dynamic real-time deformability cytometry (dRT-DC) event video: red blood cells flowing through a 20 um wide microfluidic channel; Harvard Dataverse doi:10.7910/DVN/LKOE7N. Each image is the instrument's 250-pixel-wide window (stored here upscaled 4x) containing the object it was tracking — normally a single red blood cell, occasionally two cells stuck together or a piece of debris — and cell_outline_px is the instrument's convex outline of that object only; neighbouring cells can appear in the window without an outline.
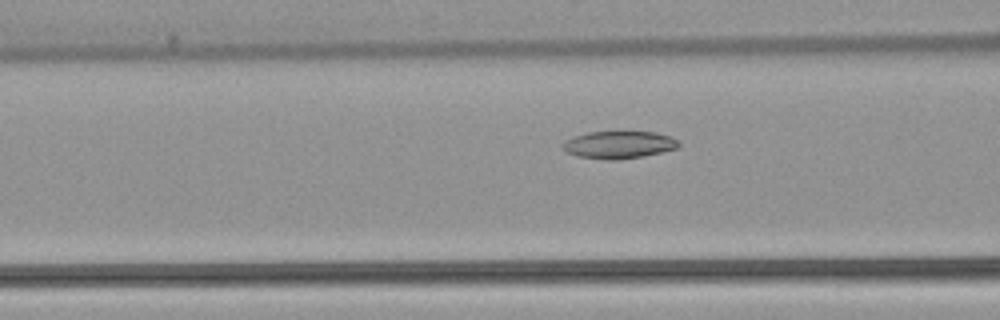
{"species": "common noctule bat (a hibernating species)", "species_latin": "Nyctalus noctula", "temperature_condition": "warm", "stored_images_in_passage": 53, "camera_frame_rate_fps": 3000, "um_per_image_px": 0.085, "animal": {"sex": "female", "body_mass_g": 22.7, "forearm_length_mm": 54.2}, "frame": {"image": 1, "passage_image": 21, "time_ms": 6.667, "image_size_px": [1000, 320], "cell_outline_px": [[680, 144], [676, 148], [644, 156], [616, 160], [608, 160], [576, 156], [568, 152], [560, 144], [564, 140], [572, 136], [588, 132], [656, 132], [672, 136]], "centroid_in_image_um": [52.57, 12.3], "position_along_channel_um": 114.0, "area_um2": 18.55}}
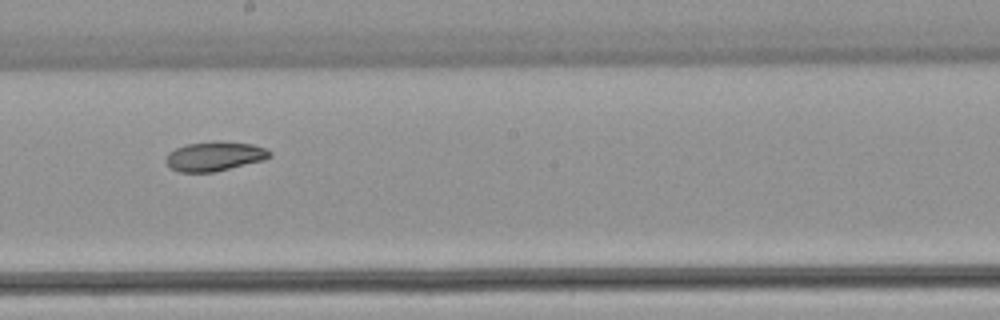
{"frame": {"image": 2, "passage_image": 30, "time_ms": 9.667, "image_size_px": [1000, 320], "cell_outline_px": [[272, 156], [264, 160], [212, 172], [180, 172], [172, 168], [164, 160], [168, 152], [176, 148], [188, 144], [216, 140], [220, 140], [252, 144], [264, 148], [272, 152]], "centroid_in_image_um": [18.25, 13.26], "position_along_channel_um": 230.0, "area_um2": 17.8}}
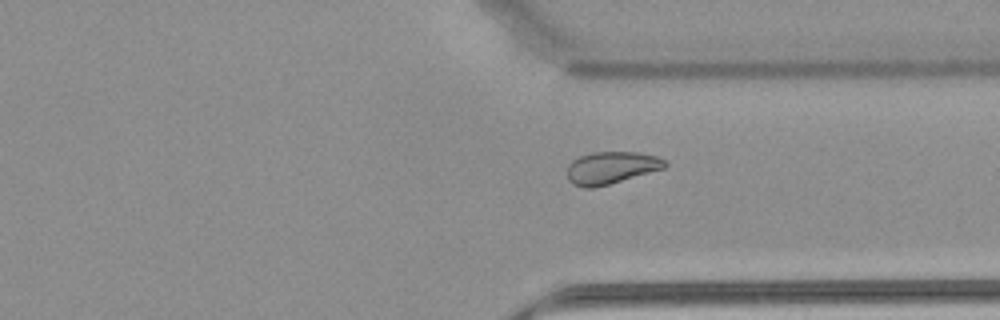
{"frame": {"image": 3, "passage_image": 40, "time_ms": 13.0, "image_size_px": [1000, 320], "cell_outline_px": [[668, 164], [664, 168], [608, 184], [592, 188], [584, 188], [572, 184], [568, 180], [568, 164], [572, 160], [580, 156], [592, 152], [636, 152], [656, 156], [664, 160]], "centroid_in_image_um": [51.91, 14.25], "position_along_channel_um": 359.5, "area_um2": 18.21}}